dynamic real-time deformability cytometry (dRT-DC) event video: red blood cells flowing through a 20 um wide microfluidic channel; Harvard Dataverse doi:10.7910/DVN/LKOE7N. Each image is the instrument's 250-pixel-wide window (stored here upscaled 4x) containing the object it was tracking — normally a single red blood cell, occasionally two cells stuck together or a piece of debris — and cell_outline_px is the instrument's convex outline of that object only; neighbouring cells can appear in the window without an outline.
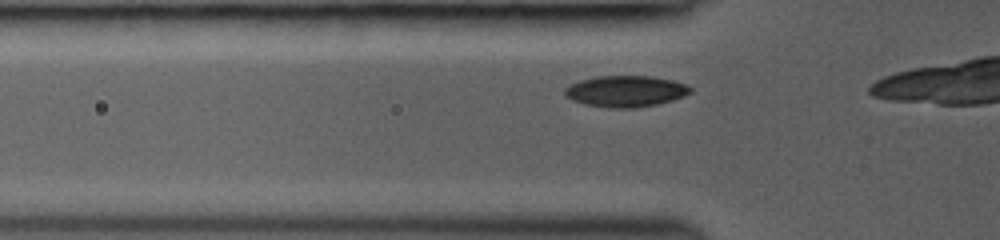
{"species": "common noctule bat (a hibernating species)", "species_latin": "Nyctalus noctula", "temperature_condition": "room temperature", "stored_images_in_passage": 17, "camera_frame_rate_fps": 3000, "um_per_image_px": 0.085, "animal": {"sex": "female", "body_mass_g": 19.0, "forearm_length_mm": 53.3}, "frame": {"image": 1, "passage_image": 12, "time_ms": 3.667, "image_size_px": [1000, 240], "cell_outline_px": [[692, 92], [684, 96], [672, 100], [656, 104], [632, 108], [608, 108], [584, 104], [572, 100], [564, 96], [564, 88], [580, 80], [596, 76], [652, 76], [672, 80], [684, 84], [692, 88]], "centroid_in_image_um": [53.16, 7.76], "position_along_channel_um": 72.6, "area_um2": 22.89}}
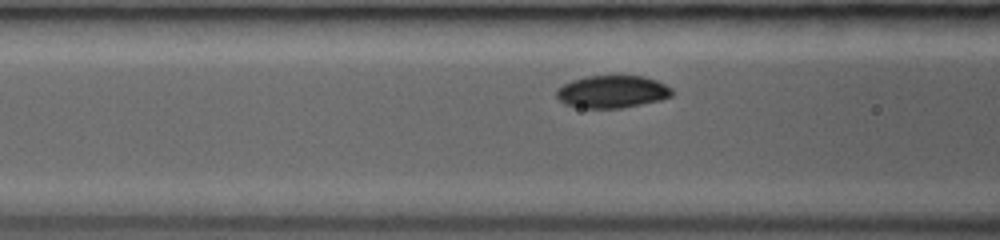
{"frame": {"image": 2, "passage_image": 15, "time_ms": 4.667, "image_size_px": [1000, 240], "cell_outline_px": [[672, 96], [660, 100], [620, 108], [584, 108], [564, 104], [556, 96], [556, 88], [572, 80], [588, 76], [644, 76], [656, 80], [672, 88]], "centroid_in_image_um": [52.02, 7.79], "position_along_channel_um": 114.6, "area_um2": 21.79}}